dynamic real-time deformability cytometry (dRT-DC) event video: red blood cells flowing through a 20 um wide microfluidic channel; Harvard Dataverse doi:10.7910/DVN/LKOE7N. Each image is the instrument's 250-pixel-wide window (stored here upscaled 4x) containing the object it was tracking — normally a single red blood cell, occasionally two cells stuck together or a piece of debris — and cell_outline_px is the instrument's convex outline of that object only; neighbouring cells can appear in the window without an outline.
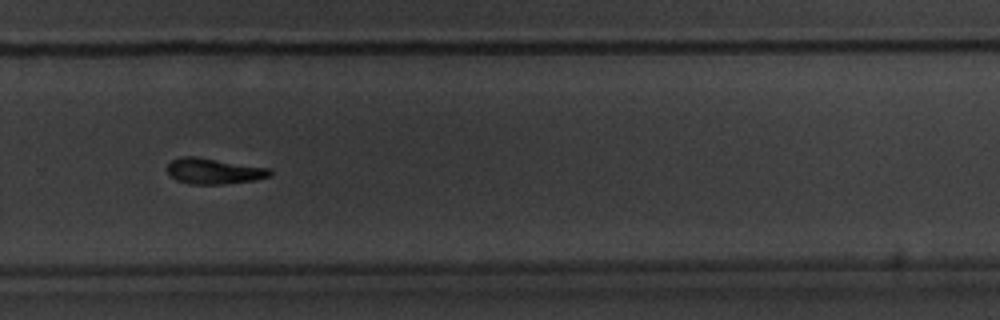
{"species": "common noctule bat (a hibernating species)", "species_latin": "Nyctalus noctula", "temperature_condition": "warm", "stored_images_in_passage": 40, "camera_frame_rate_fps": 3000, "um_per_image_px": 0.085, "animal": {"sex": "male", "body_mass_g": 20.1, "forearm_length_mm": 53.5}, "frame": {"image": 1, "passage_image": 23, "time_ms": 7.333, "image_size_px": [1000, 320], "cell_outline_px": [[272, 176], [256, 180], [224, 184], [192, 184], [176, 180], [168, 172], [168, 164], [172, 160], [180, 156], [196, 156], [272, 168]], "centroid_in_image_um": [18.24, 14.53], "position_along_channel_um": 311.6, "area_um2": 15.61}}
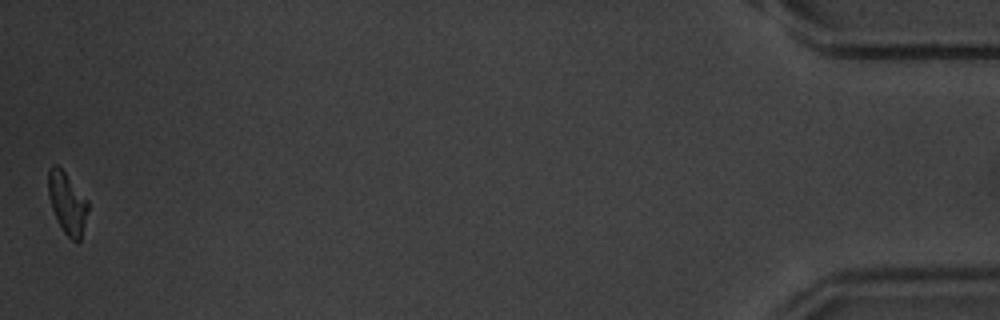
{"frame": {"image": 2, "passage_image": 40, "time_ms": 13.0, "image_size_px": [1000, 320], "cell_outline_px": [[88, 208], [80, 240], [76, 244], [64, 232], [52, 208], [48, 196], [48, 168], [52, 164], [56, 164], [64, 172], [88, 200]], "centroid_in_image_um": [5.7, 17.24], "position_along_channel_um": 429.5, "area_um2": 13.99}, "authors_computed_cell_mechanics": {"area_um2": 15.5771, "velocity_mm_per_s": 3.6865, "shape_relaxation_time_tau1_ms": 3.1037, "shape_relaxation_time_tau2_ms": null, "deformation_change_tau1": 0.1493, "deformation_change_tau2": null}}